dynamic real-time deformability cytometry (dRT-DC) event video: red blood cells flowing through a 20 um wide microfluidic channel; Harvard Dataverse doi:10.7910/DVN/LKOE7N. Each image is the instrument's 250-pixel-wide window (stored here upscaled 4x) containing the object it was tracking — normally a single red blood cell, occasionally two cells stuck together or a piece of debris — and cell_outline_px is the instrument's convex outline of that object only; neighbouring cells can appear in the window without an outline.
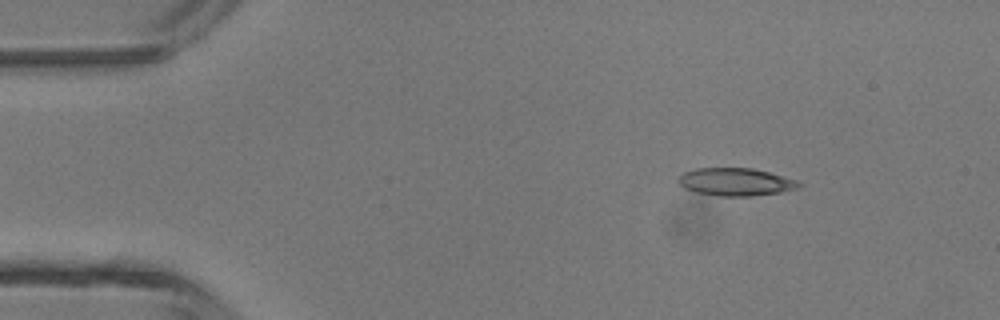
{"species": "common noctule bat (a hibernating species)", "species_latin": "Nyctalus noctula", "temperature_condition": "room temperature", "stored_images_in_passage": 2, "camera_frame_rate_fps": 3000, "um_per_image_px": 0.085, "animal": {"sex": "male", "body_mass_g": 13.3}, "frame": {"image": 1, "passage_image": 1, "time_ms": 0.0, "image_size_px": [1000, 320], "cell_outline_px": [[804, 184], [800, 188], [780, 192], [752, 196], [720, 196], [696, 192], [684, 188], [676, 180], [684, 172], [696, 168], [752, 168], [768, 172], [796, 180]], "centroid_in_image_um": [62.54, 15.46], "position_along_channel_um": 22.5, "area_um2": 19.48}}